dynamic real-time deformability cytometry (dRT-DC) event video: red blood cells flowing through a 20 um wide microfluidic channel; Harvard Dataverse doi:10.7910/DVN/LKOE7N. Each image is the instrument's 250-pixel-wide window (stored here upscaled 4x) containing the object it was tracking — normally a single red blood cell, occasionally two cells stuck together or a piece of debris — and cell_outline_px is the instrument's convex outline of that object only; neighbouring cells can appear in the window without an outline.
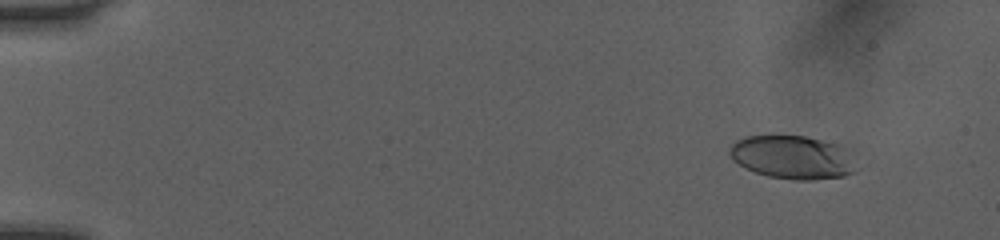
{"species": "human", "species_latin": "Homo sapiens", "temperature_condition": "room temperature", "stored_images_in_passage": 52, "camera_frame_rate_fps": 3000, "um_per_image_px": 0.085, "donor": {"sex": "female"}, "frame": {"image": 1, "passage_image": 6, "time_ms": 1.667, "image_size_px": [1000, 240], "cell_outline_px": [[860, 168], [856, 172], [844, 176], [812, 180], [796, 180], [768, 176], [756, 172], [732, 160], [728, 152], [732, 144], [736, 140], [744, 136], [804, 136], [844, 144], [852, 148]], "centroid_in_image_um": [67.52, 13.36], "position_along_channel_um": 17.5, "area_um2": 33.0}}
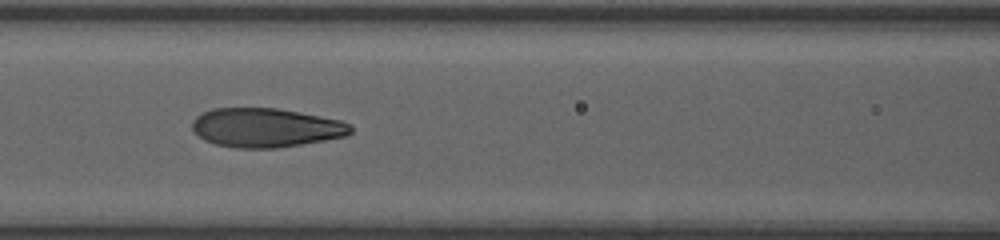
{"frame": {"image": 2, "passage_image": 25, "time_ms": 8.0, "image_size_px": [1000, 240], "cell_outline_px": [[352, 132], [348, 136], [276, 148], [236, 148], [216, 144], [204, 140], [192, 128], [192, 120], [196, 116], [212, 108], [276, 108], [320, 116], [340, 120], [352, 124]], "centroid_in_image_um": [22.6, 10.85], "position_along_channel_um": 144.0, "area_um2": 36.01}}
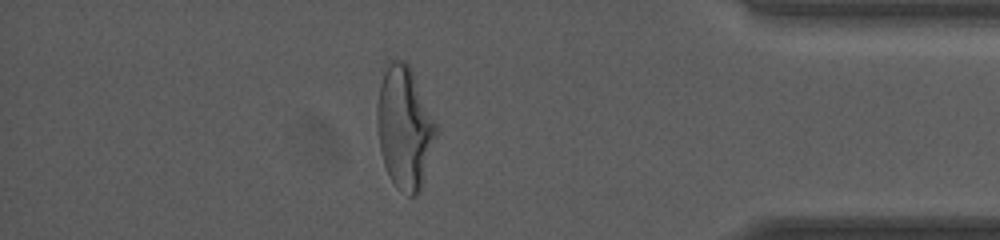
{"frame": {"image": 3, "passage_image": 46, "time_ms": 15.0, "image_size_px": [1000, 240], "cell_outline_px": [[436, 136], [420, 192], [416, 196], [408, 196], [400, 192], [396, 188], [388, 176], [380, 152], [376, 124], [376, 104], [380, 84], [388, 60], [404, 60], [412, 68], [436, 124]], "centroid_in_image_um": [34.36, 10.85], "position_along_channel_um": 400.8, "area_um2": 42.43}, "authors_computed_cell_mechanics": {"area_um2": 36.4718, "velocity_mm_per_s": 4.0757, "shape_relaxation_time_tau1_ms": 4.0885, "shape_relaxation_time_tau2_ms": 0.8164, "deformation_change_tau1": 0.1834, "deformation_change_tau2": 0.0762}}